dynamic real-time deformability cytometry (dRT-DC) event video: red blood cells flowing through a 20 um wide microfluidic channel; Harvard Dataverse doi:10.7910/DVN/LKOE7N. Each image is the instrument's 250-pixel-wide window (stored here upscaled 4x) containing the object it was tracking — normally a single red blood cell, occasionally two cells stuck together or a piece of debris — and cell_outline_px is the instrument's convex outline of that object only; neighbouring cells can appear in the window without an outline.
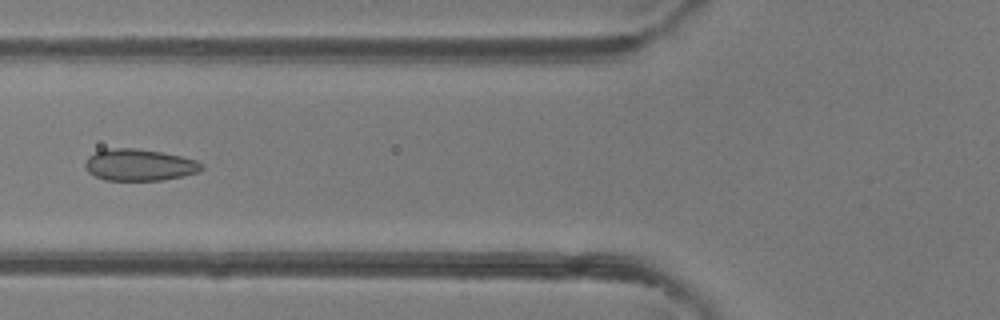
{"species": "common noctule bat (a hibernating species)", "species_latin": "Nyctalus noctula", "temperature_condition": "room temperature", "stored_images_in_passage": 34, "camera_frame_rate_fps": 3000, "um_per_image_px": 0.085, "animal": {"sex": "female"}, "frame": {"image": 1, "passage_image": 5, "time_ms": 1.333, "image_size_px": [1000, 320], "cell_outline_px": [[204, 168], [200, 172], [184, 176], [164, 180], [104, 180], [88, 172], [84, 168], [84, 164], [88, 156], [96, 152], [108, 148], [136, 148], [160, 152], [180, 156], [196, 160], [204, 164]], "centroid_in_image_um": [11.86, 14.02], "position_along_channel_um": 113.9, "area_um2": 21.68}}
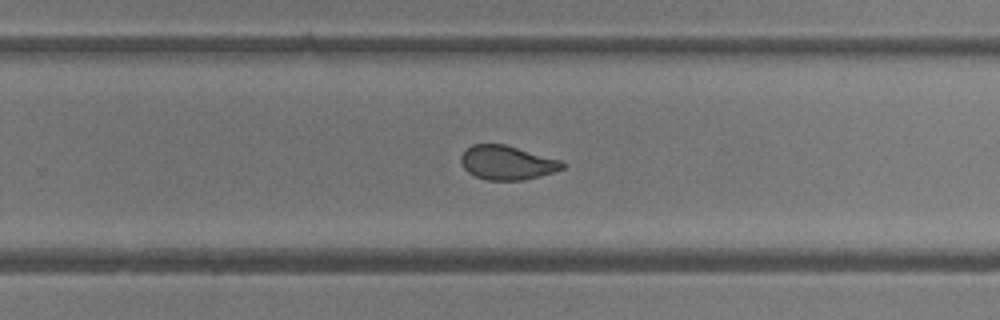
{"frame": {"image": 2, "passage_image": 17, "time_ms": 5.333, "image_size_px": [1000, 320], "cell_outline_px": [[564, 168], [540, 176], [524, 180], [488, 180], [476, 176], [468, 172], [464, 168], [460, 160], [460, 156], [472, 144], [504, 144], [560, 160], [564, 164]], "centroid_in_image_um": [43.08, 13.83], "position_along_channel_um": 286.7, "area_um2": 19.88}}
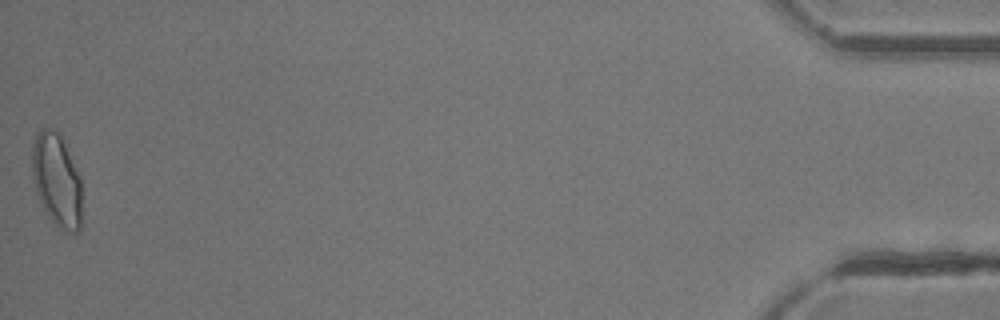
{"frame": {"image": 3, "passage_image": 34, "time_ms": 11.0, "image_size_px": [1000, 320], "cell_outline_px": [[80, 228], [76, 232], [72, 232], [60, 228], [48, 216], [40, 204], [32, 180], [32, 144], [36, 132], [44, 128], [52, 128], [60, 132], [80, 176]], "centroid_in_image_um": [4.79, 15.25], "position_along_channel_um": 430.4, "area_um2": 27.11}, "authors_computed_cell_mechanics": {"area_um2": 21.0103, "velocity_mm_per_s": 4.3265, "shape_relaxation_time_tau1_ms": 3.7675, "shape_relaxation_time_tau2_ms": 0.6194, "deformation_change_tau1": 0.1179, "deformation_change_tau2": 0.0525}}